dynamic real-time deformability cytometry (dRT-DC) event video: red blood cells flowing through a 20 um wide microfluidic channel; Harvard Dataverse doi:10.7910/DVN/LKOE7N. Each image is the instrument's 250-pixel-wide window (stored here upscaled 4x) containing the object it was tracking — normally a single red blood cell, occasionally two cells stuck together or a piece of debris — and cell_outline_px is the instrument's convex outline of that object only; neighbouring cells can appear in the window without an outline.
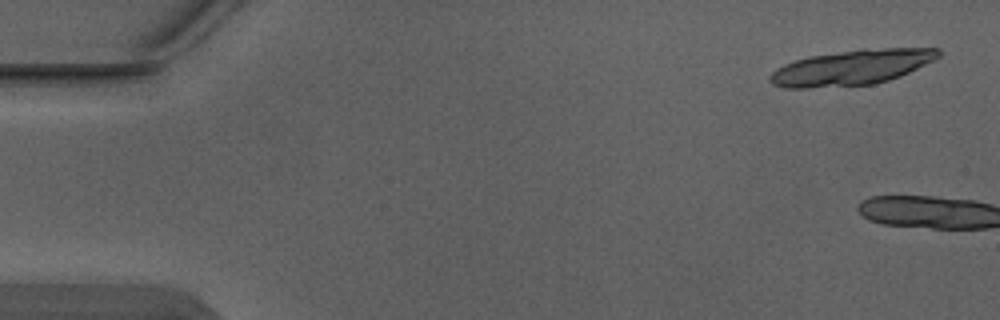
{"species": "Egyptian fruit bat (a non-hibernating species)", "species_latin": "Rousettus aegyptiacus", "temperature_condition": "warm", "stored_images_in_passage": 7, "segment_of_instrument_passage": [1, 2], "camera_frame_rate_fps": 3000, "um_per_image_px": 0.085, "animal": {"sex": "male"}, "frame": {"image": 1, "passage_image": 1, "time_ms": 0.0, "image_size_px": [1000, 320], "cell_outline_px": [[940, 56], [900, 76], [888, 80], [872, 84], [808, 88], [784, 88], [772, 84], [768, 80], [772, 72], [776, 68], [784, 64], [808, 56], [864, 48], [940, 48]], "centroid_in_image_um": [72.35, 5.73], "position_along_channel_um": 12.7, "area_um2": 34.33}}